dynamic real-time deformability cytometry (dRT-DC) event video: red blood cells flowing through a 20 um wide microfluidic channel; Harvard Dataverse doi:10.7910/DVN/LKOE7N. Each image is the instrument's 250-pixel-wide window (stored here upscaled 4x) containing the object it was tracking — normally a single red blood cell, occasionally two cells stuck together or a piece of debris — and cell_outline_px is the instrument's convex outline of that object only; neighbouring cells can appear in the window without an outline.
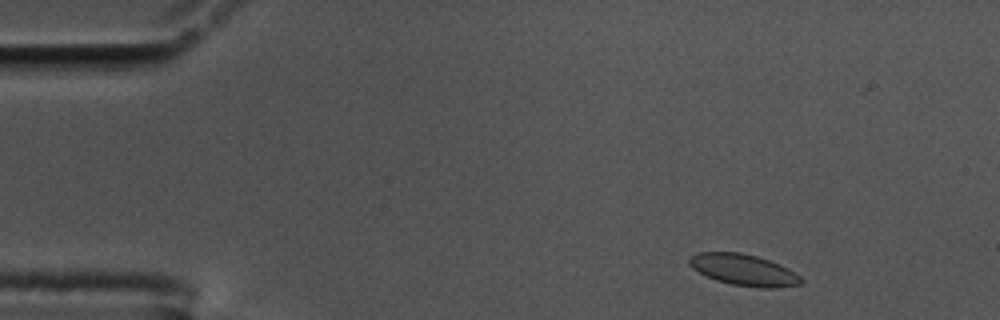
{"species": "common noctule bat (a hibernating species)", "species_latin": "Nyctalus noctula", "temperature_condition": "cold", "stored_images_in_passage": 54, "camera_frame_rate_fps": 3000, "um_per_image_px": 0.085, "animal": {"sex": "male", "body_mass_g": 17.5, "forearm_length_mm": 52.3}, "frame": {"image": 1, "passage_image": 4, "time_ms": 1.0, "image_size_px": [1000, 320], "cell_outline_px": [[804, 280], [800, 284], [776, 288], [760, 288], [732, 284], [716, 280], [704, 276], [692, 268], [688, 264], [688, 256], [696, 252], [740, 252], [756, 256], [780, 264], [788, 268], [800, 276]], "centroid_in_image_um": [63.17, 22.93], "position_along_channel_um": 21.8, "area_um2": 20.63}}
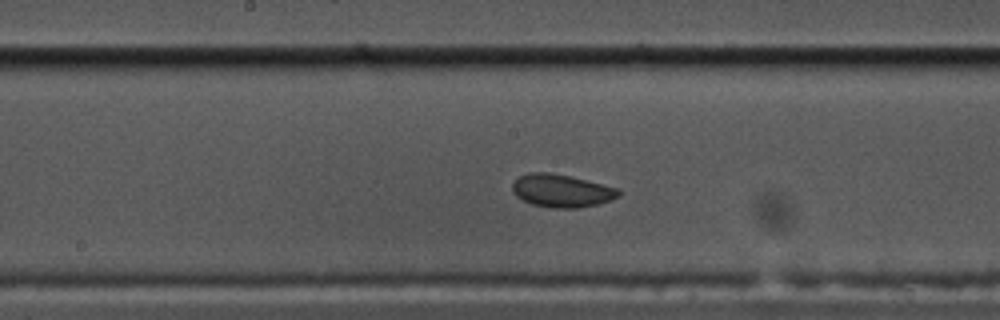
{"frame": {"image": 2, "passage_image": 26, "time_ms": 8.333, "image_size_px": [1000, 320], "cell_outline_px": [[620, 192], [612, 200], [596, 204], [576, 208], [548, 208], [532, 204], [516, 196], [512, 192], [512, 184], [520, 176], [528, 172], [548, 172], [568, 176], [620, 188]], "centroid_in_image_um": [47.71, 16.21], "position_along_channel_um": 200.5, "area_um2": 20.23}}
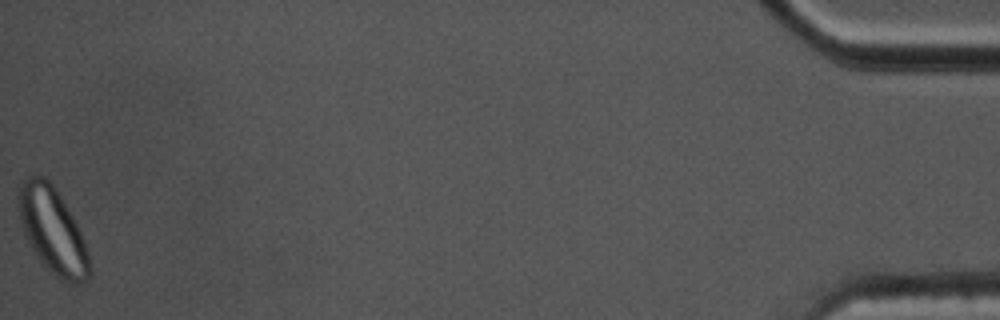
{"frame": {"image": 3, "passage_image": 54, "time_ms": 17.667, "image_size_px": [1000, 320], "cell_outline_px": [[92, 272], [88, 280], [80, 284], [76, 284], [52, 272], [40, 260], [32, 248], [24, 232], [20, 216], [16, 196], [20, 184], [28, 176], [44, 176], [52, 184], [60, 196], [72, 216], [88, 248]], "centroid_in_image_um": [4.49, 19.57], "position_along_channel_um": 430.7, "area_um2": 34.91}, "authors_computed_cell_mechanics": {"area_um2": 20.23, "velocity_mm_per_s": 3.5167, "shape_relaxation_time_tau1_ms": 4.7763, "shape_relaxation_time_tau2_ms": null, "deformation_change_tau1": 0.0785, "deformation_change_tau2": null}}